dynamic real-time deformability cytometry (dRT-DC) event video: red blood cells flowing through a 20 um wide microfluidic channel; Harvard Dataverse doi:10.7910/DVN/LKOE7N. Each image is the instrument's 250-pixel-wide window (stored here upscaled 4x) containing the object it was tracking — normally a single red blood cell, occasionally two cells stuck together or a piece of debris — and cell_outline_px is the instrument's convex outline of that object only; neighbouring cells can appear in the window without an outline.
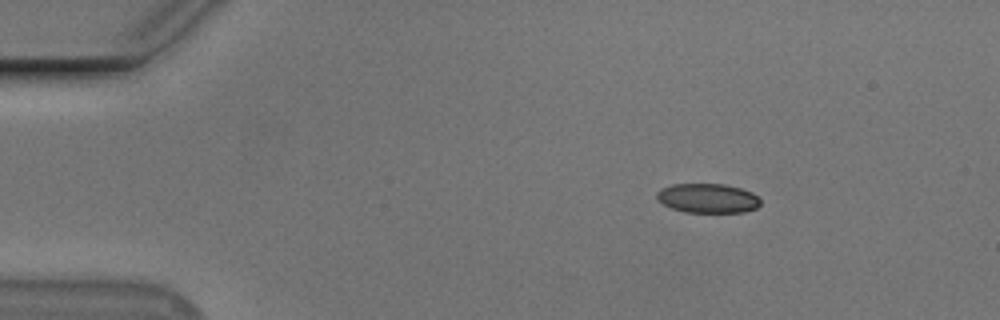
{"species": "Egyptian fruit bat (a non-hibernating species)", "species_latin": "Rousettus aegyptiacus", "temperature_condition": "cold", "stored_images_in_passage": 48, "camera_frame_rate_fps": 3000, "um_per_image_px": 0.085, "animal": {"sex": "male"}, "frame": {"image": 1, "passage_image": 1, "time_ms": 0.0, "image_size_px": [1000, 320], "cell_outline_px": [[760, 204], [756, 208], [744, 212], [684, 212], [672, 208], [656, 200], [656, 192], [660, 188], [672, 184], [724, 184], [740, 188], [752, 192], [760, 200]], "centroid_in_image_um": [60.12, 16.84], "position_along_channel_um": 24.9, "area_um2": 17.8}}
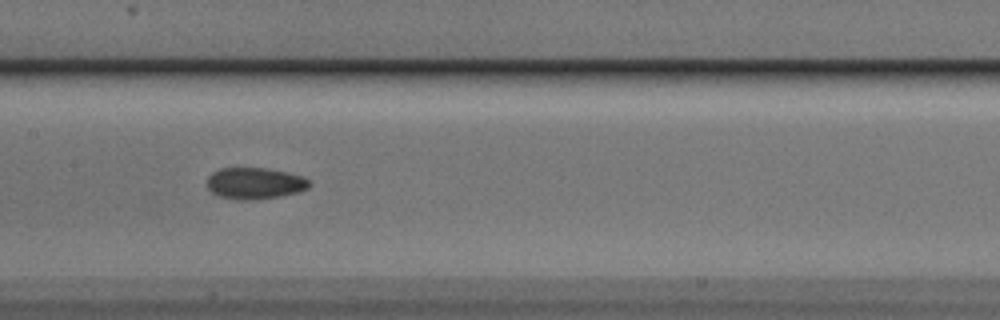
{"frame": {"image": 2, "passage_image": 20, "time_ms": 6.333, "image_size_px": [1000, 320], "cell_outline_px": [[308, 188], [300, 192], [280, 196], [256, 200], [240, 200], [216, 196], [208, 188], [208, 176], [212, 172], [220, 168], [264, 168], [284, 172], [300, 176], [308, 180]], "centroid_in_image_um": [21.61, 15.6], "position_along_channel_um": 185.8, "area_um2": 18.67}}
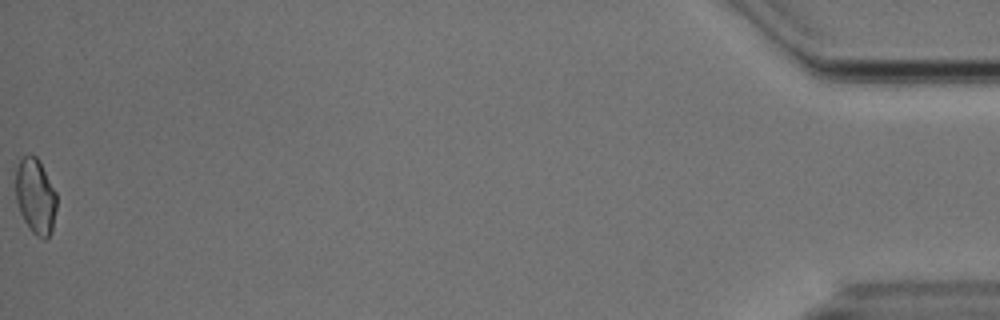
{"frame": {"image": 3, "passage_image": 48, "time_ms": 15.667, "image_size_px": [1000, 320], "cell_outline_px": [[56, 208], [52, 232], [44, 240], [36, 236], [32, 232], [24, 220], [20, 212], [16, 200], [16, 168], [20, 160], [24, 156], [36, 156], [40, 160], [56, 192]], "centroid_in_image_um": [3.03, 16.69], "position_along_channel_um": 432.2, "area_um2": 18.03}, "authors_computed_cell_mechanics": {"area_um2": 18.3804, "velocity_mm_per_s": 3.7172, "shape_relaxation_time_tau1_ms": 9.2011, "shape_relaxation_time_tau2_ms": 3.4577, "deformation_change_tau1": 0.1025, "deformation_change_tau2": 0.0741}}